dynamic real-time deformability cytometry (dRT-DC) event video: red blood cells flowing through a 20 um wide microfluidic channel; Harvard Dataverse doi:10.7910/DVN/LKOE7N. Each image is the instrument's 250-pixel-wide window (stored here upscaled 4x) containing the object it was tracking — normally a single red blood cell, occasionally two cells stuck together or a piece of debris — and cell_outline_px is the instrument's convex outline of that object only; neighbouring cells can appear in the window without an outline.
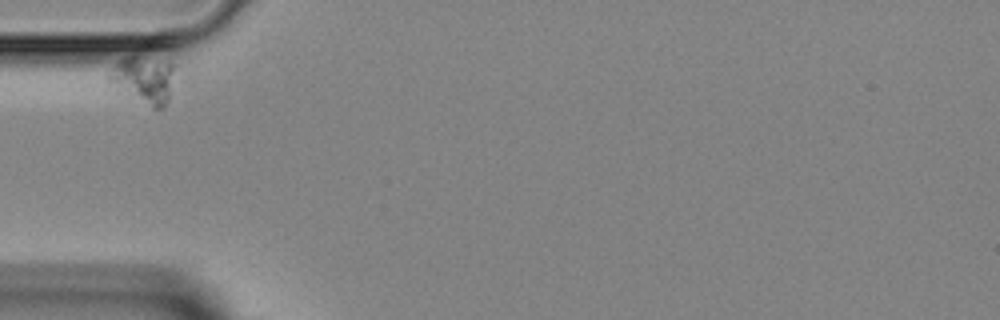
{"species": "Egyptian fruit bat (a non-hibernating species)", "species_latin": "Rousettus aegyptiacus", "temperature_condition": "room temperature", "stored_images_in_passage": 6, "camera_frame_rate_fps": 3000, "um_per_image_px": 0.085, "animal": {"sex": "female"}, "frame": {"image": 1, "passage_image": 1, "time_ms": 0.0, "image_size_px": [1000, 320], "cell_outline_px": [[172, 68], [168, 100], [164, 108], [152, 108], [108, 80], [104, 76], [124, 56], [136, 56], [172, 64]], "centroid_in_image_um": [12.17, 6.76], "position_along_channel_um": 72.8, "area_um2": 16.94}}
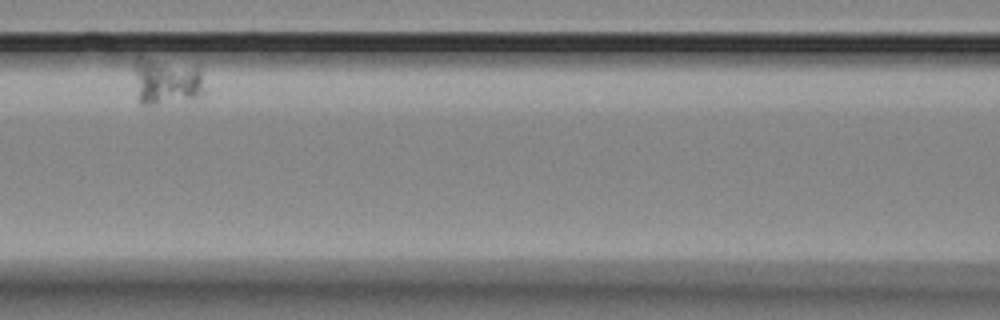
{"frame": {"image": 2, "passage_image": 3, "time_ms": 3.0, "image_size_px": [1000, 320], "cell_outline_px": [[204, 92], [200, 96], [152, 104], [140, 104], [136, 96], [136, 56], [144, 56], [196, 64], [200, 68], [204, 88]], "centroid_in_image_um": [14.16, 6.83], "position_along_channel_um": 152.4, "area_um2": 19.36}}
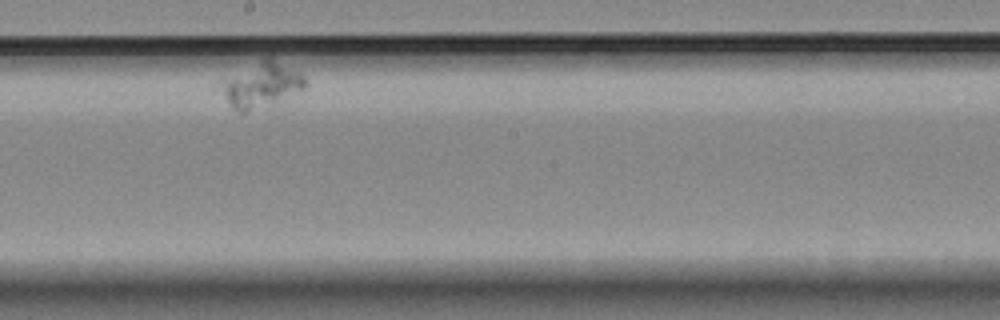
{"frame": {"image": 3, "passage_image": 5, "time_ms": 5.667, "image_size_px": [1000, 320], "cell_outline_px": [[308, 84], [304, 88], [276, 104], [248, 112], [240, 112], [232, 108], [212, 88], [212, 84], [216, 80], [268, 56], [300, 72], [304, 76]], "centroid_in_image_um": [22.05, 7.24], "position_along_channel_um": 226.1, "area_um2": 23.58}}